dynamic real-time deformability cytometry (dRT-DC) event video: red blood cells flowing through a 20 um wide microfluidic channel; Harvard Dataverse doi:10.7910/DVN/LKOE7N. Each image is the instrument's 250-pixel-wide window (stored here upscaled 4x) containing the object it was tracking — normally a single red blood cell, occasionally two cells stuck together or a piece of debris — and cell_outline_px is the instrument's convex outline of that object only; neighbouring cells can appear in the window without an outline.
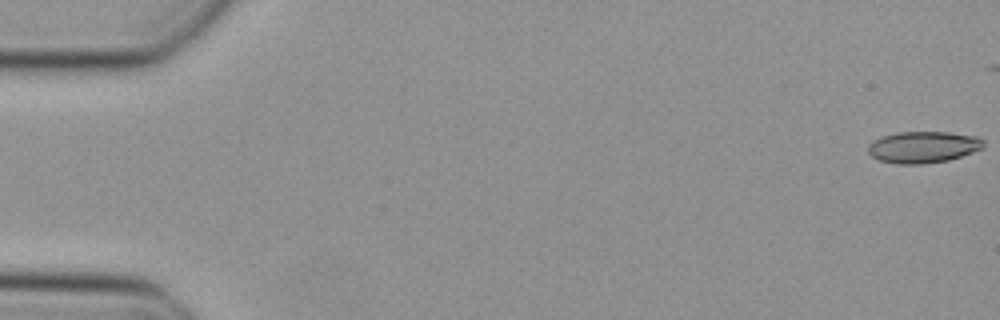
{"species": "Egyptian fruit bat (a non-hibernating species)", "species_latin": "Rousettus aegyptiacus", "temperature_condition": "cold", "stored_images_in_passage": 21, "camera_frame_rate_fps": 3000, "um_per_image_px": 0.085, "animal": {"sex": "female"}, "frame": {"image": 1, "passage_image": 1, "time_ms": 0.0, "image_size_px": [1000, 320], "cell_outline_px": [[984, 148], [948, 160], [920, 164], [896, 164], [880, 160], [872, 156], [868, 152], [868, 144], [872, 140], [896, 132], [948, 132], [976, 136], [984, 140]], "centroid_in_image_um": [78.46, 12.5], "position_along_channel_um": 6.5, "area_um2": 21.21}}
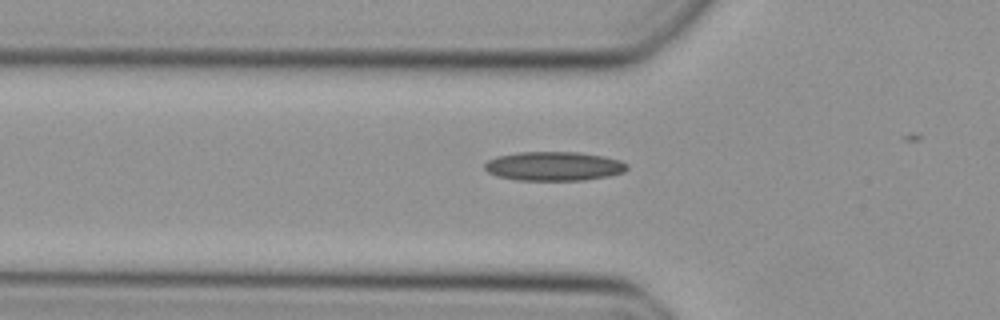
{"frame": {"image": 2, "passage_image": 17, "time_ms": 5.333, "image_size_px": [1000, 320], "cell_outline_px": [[628, 168], [624, 172], [608, 176], [584, 180], [516, 180], [496, 176], [488, 172], [484, 168], [484, 164], [488, 160], [496, 156], [520, 152], [576, 152], [604, 156], [620, 160], [628, 164]], "centroid_in_image_um": [47.07, 14.12], "position_along_channel_um": 78.7, "area_um2": 24.22}}
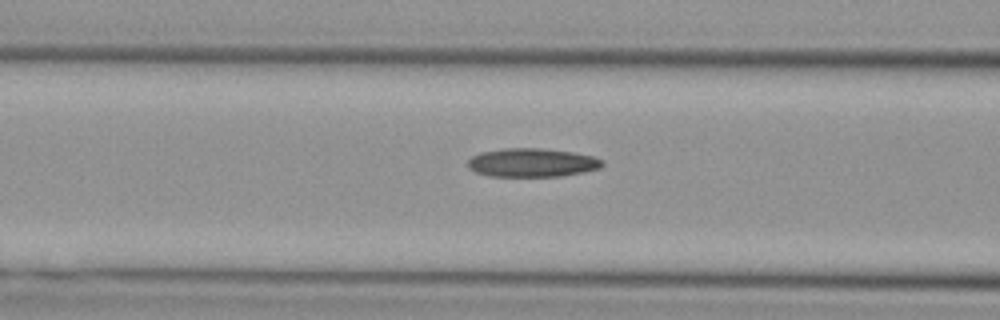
{"frame": {"image": 3, "passage_image": 20, "time_ms": 6.333, "image_size_px": [1000, 320], "cell_outline_px": [[604, 164], [600, 168], [584, 172], [560, 176], [488, 176], [476, 172], [468, 168], [468, 160], [472, 156], [480, 152], [504, 148], [540, 148], [572, 152], [592, 156], [604, 160]], "centroid_in_image_um": [45.22, 13.82], "position_along_channel_um": 121.4, "area_um2": 22.48}}